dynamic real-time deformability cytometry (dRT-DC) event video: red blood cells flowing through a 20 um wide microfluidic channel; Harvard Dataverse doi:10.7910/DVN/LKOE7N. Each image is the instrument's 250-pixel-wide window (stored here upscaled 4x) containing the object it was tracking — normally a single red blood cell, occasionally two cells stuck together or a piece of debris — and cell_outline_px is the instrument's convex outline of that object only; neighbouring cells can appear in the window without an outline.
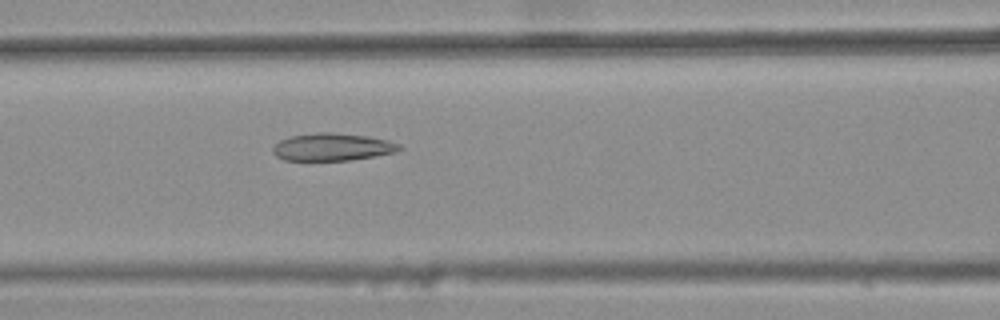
{"species": "common noctule bat (a hibernating species)", "species_latin": "Nyctalus noctula", "temperature_condition": "warm", "stored_images_in_passage": 47, "camera_frame_rate_fps": 3000, "um_per_image_px": 0.085, "animal": {"sex": "female", "body_mass_g": 25.1}, "frame": {"image": 1, "passage_image": 22, "time_ms": 7.0, "image_size_px": [1000, 320], "cell_outline_px": [[404, 148], [396, 152], [376, 156], [352, 160], [284, 160], [276, 156], [272, 152], [272, 148], [280, 140], [292, 136], [316, 132], [332, 132], [368, 136], [388, 140], [400, 144]], "centroid_in_image_um": [28.28, 12.49], "position_along_channel_um": 138.3, "area_um2": 20.4}}
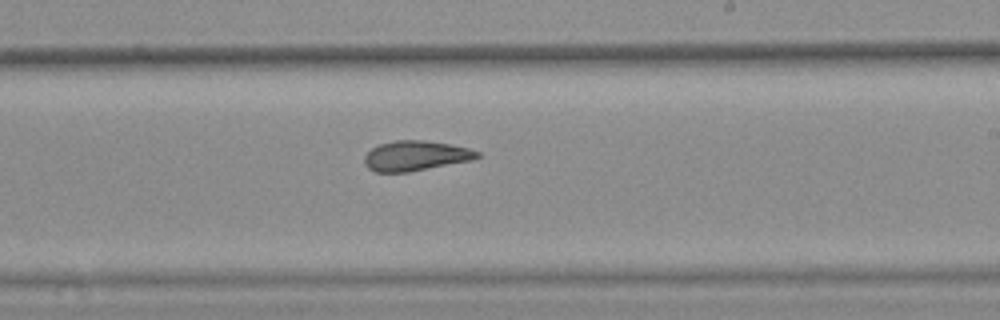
{"frame": {"image": 2, "passage_image": 31, "time_ms": 10.0, "image_size_px": [1000, 320], "cell_outline_px": [[480, 156], [472, 160], [408, 172], [376, 172], [368, 168], [364, 164], [364, 156], [372, 148], [380, 144], [396, 140], [424, 140], [448, 144], [468, 148], [480, 152]], "centroid_in_image_um": [35.31, 13.24], "position_along_channel_um": 253.7, "area_um2": 19.59}}
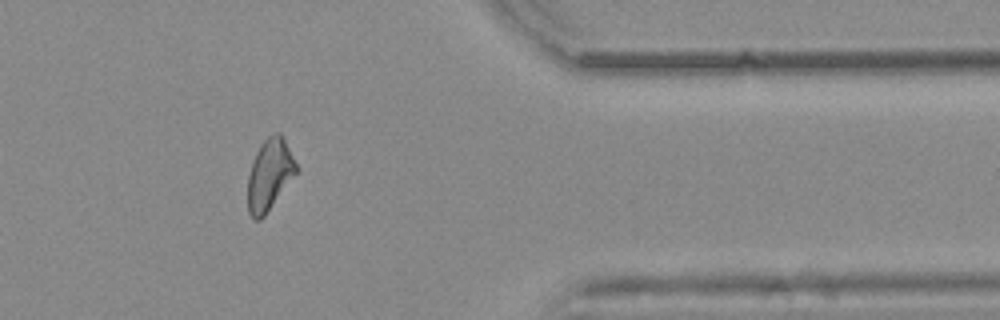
{"frame": {"image": 3, "passage_image": 43, "time_ms": 14.0, "image_size_px": [1000, 320], "cell_outline_px": [[296, 172], [264, 216], [260, 220], [252, 220], [248, 212], [248, 176], [256, 152], [260, 144], [268, 136], [276, 132], [280, 132], [296, 164]], "centroid_in_image_um": [22.87, 14.86], "position_along_channel_um": 388.5, "area_um2": 19.59}, "authors_computed_cell_mechanics": {"area_um2": 20.5768, "velocity_mm_per_s": 3.8565, "shape_relaxation_time_tau1_ms": null, "shape_relaxation_time_tau2_ms": 2.4379, "deformation_change_tau1": null, "deformation_change_tau2": 0.1123}}